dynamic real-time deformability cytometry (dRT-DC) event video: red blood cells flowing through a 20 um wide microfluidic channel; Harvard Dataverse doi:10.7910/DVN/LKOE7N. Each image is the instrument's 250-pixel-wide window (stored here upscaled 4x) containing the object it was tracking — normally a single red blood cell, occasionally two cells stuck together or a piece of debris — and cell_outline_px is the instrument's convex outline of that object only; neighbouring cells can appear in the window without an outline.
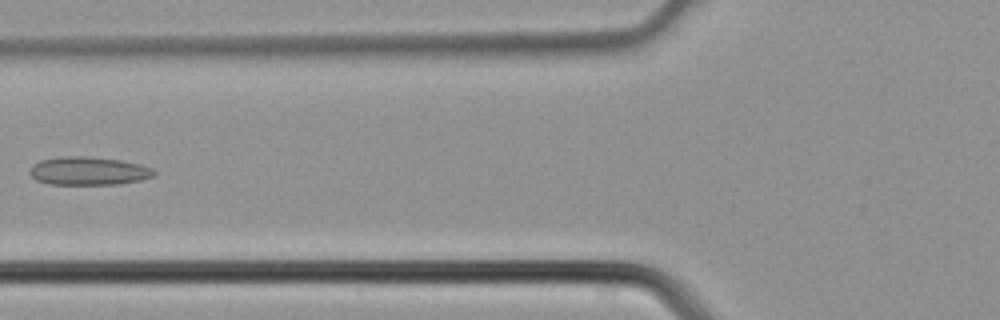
{"species": "common noctule bat (a hibernating species)", "species_latin": "Nyctalus noctula", "temperature_condition": "cold", "stored_images_in_passage": 3, "camera_frame_rate_fps": 3000, "um_per_image_px": 0.085, "animal": {"sex": "male", "body_mass_g": 21.5, "forearm_length_mm": 52.0}, "frame": {"image": 1, "passage_image": 3, "time_ms": 0.667, "image_size_px": [1000, 320], "cell_outline_px": [[156, 172], [152, 176], [140, 180], [120, 184], [48, 184], [36, 180], [28, 172], [32, 164], [40, 160], [64, 156], [84, 156], [120, 160], [140, 164], [152, 168]], "centroid_in_image_um": [7.49, 14.53], "position_along_channel_um": 118.3, "area_um2": 20.46}}